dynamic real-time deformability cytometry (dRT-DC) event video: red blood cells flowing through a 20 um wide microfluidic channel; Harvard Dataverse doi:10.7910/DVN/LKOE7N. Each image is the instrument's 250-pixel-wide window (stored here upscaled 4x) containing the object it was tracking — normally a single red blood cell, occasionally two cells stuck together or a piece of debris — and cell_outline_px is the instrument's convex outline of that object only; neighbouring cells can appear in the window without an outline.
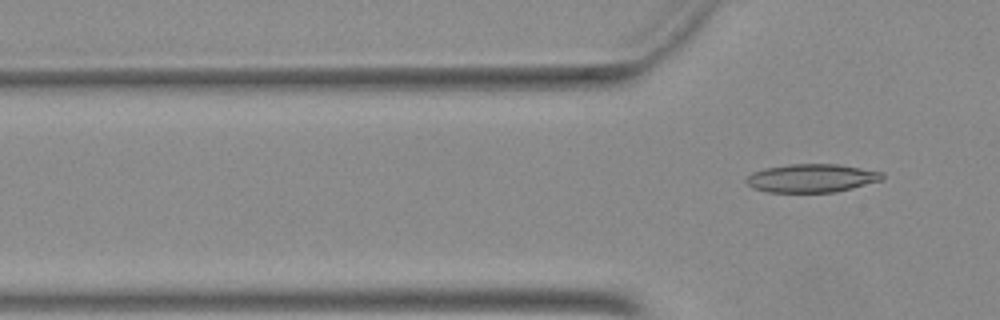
{"species": "Egyptian fruit bat (a non-hibernating species)", "species_latin": "Rousettus aegyptiacus", "temperature_condition": "warm", "stored_images_in_passage": 6, "segment_of_instrument_passage": [2, 2], "camera_frame_rate_fps": 3000, "um_per_image_px": 0.085, "animal": {"sex": "female"}, "frame": {"image": 1, "passage_image": 6, "time_ms": 1.667, "image_size_px": [1000, 320], "cell_outline_px": [[884, 176], [880, 180], [852, 188], [836, 192], [768, 192], [752, 188], [744, 180], [752, 172], [764, 168], [788, 164], [836, 164], [884, 172]], "centroid_in_image_um": [68.95, 15.14], "position_along_channel_um": 56.9, "area_um2": 22.43}}